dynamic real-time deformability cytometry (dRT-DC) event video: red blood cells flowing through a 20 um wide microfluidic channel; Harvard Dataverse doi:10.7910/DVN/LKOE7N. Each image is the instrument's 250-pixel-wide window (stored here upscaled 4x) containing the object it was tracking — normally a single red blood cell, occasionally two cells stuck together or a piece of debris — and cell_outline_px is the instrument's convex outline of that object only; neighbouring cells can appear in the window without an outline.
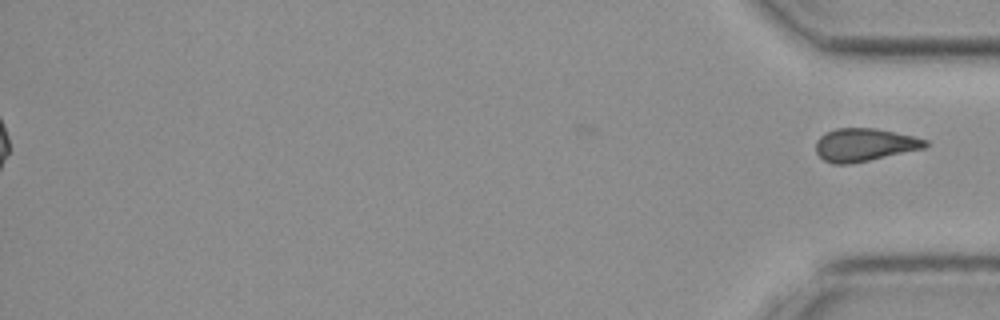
{"species": "common noctule bat (a hibernating species)", "species_latin": "Nyctalus noctula", "temperature_condition": "cold", "stored_images_in_passage": 36, "segment_of_instrument_passage": [2, 2], "camera_frame_rate_fps": 3000, "um_per_image_px": 0.085, "animal": {"sex": "female", "body_mass_g": 19.3, "forearm_length_mm": 54.1}, "frame": {"image": 1, "passage_image": 36, "time_ms": 11.667, "image_size_px": [1000, 320], "cell_outline_px": [[928, 144], [924, 148], [868, 160], [848, 164], [832, 164], [824, 160], [816, 152], [816, 140], [824, 132], [836, 128], [876, 128], [912, 136], [928, 140]], "centroid_in_image_um": [73.43, 12.3], "position_along_channel_um": 361.8, "area_um2": 20.87}}